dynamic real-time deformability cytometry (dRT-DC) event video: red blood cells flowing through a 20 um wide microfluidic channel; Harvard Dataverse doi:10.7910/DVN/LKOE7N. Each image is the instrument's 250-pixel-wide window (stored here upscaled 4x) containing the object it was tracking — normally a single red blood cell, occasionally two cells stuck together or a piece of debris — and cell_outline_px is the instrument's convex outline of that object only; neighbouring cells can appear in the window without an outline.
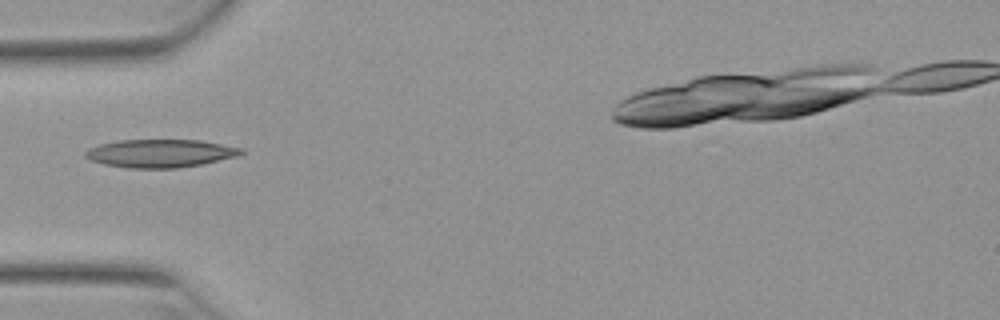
{"species": "Egyptian fruit bat (a non-hibernating species)", "species_latin": "Rousettus aegyptiacus", "temperature_condition": "warm", "stored_images_in_passage": 6, "camera_frame_rate_fps": 3000, "um_per_image_px": 0.085, "animal": {"sex": "female"}, "frame": {"image": 1, "passage_image": 1, "time_ms": 0.0, "image_size_px": [1000, 320], "cell_outline_px": [[244, 152], [240, 156], [200, 164], [176, 168], [128, 168], [104, 164], [92, 160], [84, 156], [84, 152], [88, 148], [100, 144], [120, 140], [200, 140], [244, 148]], "centroid_in_image_um": [13.64, 13.03], "position_along_channel_um": 71.4, "area_um2": 25.49}}
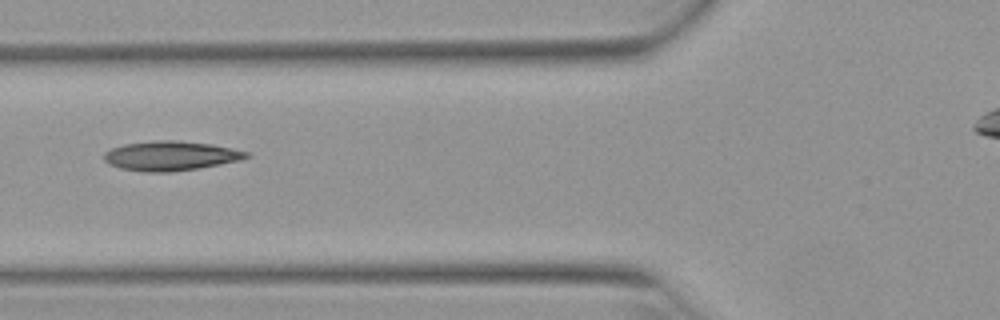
{"frame": {"image": 2, "passage_image": 4, "time_ms": 1.0, "image_size_px": [1000, 320], "cell_outline_px": [[252, 156], [240, 160], [196, 168], [172, 172], [144, 172], [120, 168], [108, 164], [104, 160], [104, 152], [112, 148], [124, 144], [156, 140], [176, 140], [212, 144], [232, 148], [248, 152]], "centroid_in_image_um": [14.49, 13.24], "position_along_channel_um": 111.3, "area_um2": 24.45}}